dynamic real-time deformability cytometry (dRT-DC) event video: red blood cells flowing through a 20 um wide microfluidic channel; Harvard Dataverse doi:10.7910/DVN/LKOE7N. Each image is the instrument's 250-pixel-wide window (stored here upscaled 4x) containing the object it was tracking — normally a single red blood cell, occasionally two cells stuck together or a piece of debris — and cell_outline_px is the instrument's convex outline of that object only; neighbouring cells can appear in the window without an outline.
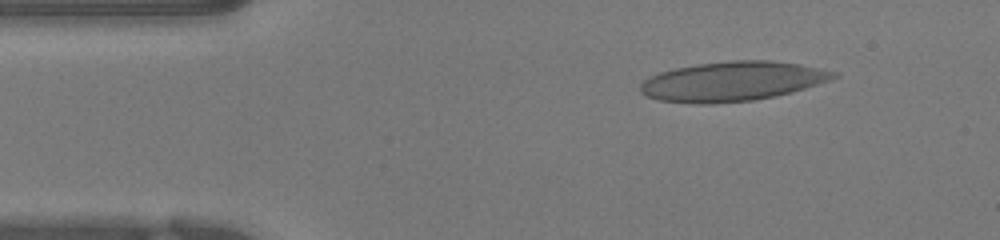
{"species": "human", "species_latin": "Homo sapiens", "temperature_condition": "warm", "stored_images_in_passage": 49, "camera_frame_rate_fps": 3000, "um_per_image_px": 0.085, "donor": {"sex": "female"}, "frame": {"image": 1, "passage_image": 5, "time_ms": 1.333, "image_size_px": [1000, 240], "cell_outline_px": [[840, 76], [792, 92], [776, 96], [752, 100], [708, 104], [696, 104], [660, 100], [648, 96], [640, 92], [640, 84], [648, 76], [660, 72], [676, 68], [696, 64], [732, 60], [768, 60], [800, 64], [840, 72]], "centroid_in_image_um": [62.25, 6.91], "position_along_channel_um": 22.8, "area_um2": 44.51}}
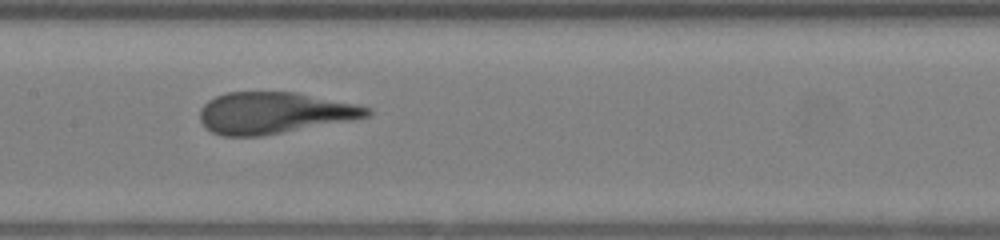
{"frame": {"image": 2, "passage_image": 22, "time_ms": 7.0, "image_size_px": [1000, 240], "cell_outline_px": [[372, 112], [368, 116], [348, 120], [260, 136], [224, 136], [212, 132], [200, 120], [200, 108], [208, 100], [224, 92], [296, 92], [356, 104], [372, 108]], "centroid_in_image_um": [23.26, 9.58], "position_along_channel_um": 184.1, "area_um2": 39.94}}
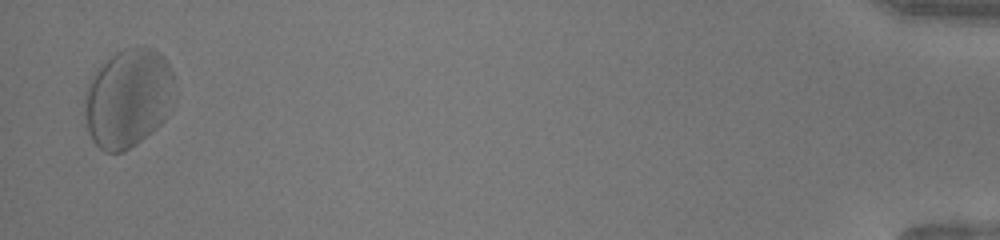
{"frame": {"image": 3, "passage_image": 48, "time_ms": 15.667, "image_size_px": [1000, 240], "cell_outline_px": [[176, 84], [168, 116], [156, 128], [136, 144], [124, 152], [104, 152], [92, 140], [88, 132], [84, 116], [84, 96], [92, 76], [96, 68], [116, 52], [124, 48], [144, 44], [152, 48], [164, 56], [172, 72]], "centroid_in_image_um": [10.89, 8.32], "position_along_channel_um": 424.3, "area_um2": 52.6}, "authors_computed_cell_mechanics": {"area_um2": 42.8298, "velocity_mm_per_s": 3.9101, "shape_relaxation_time_tau1_ms": 3.396, "shape_relaxation_time_tau2_ms": 1.0432, "deformation_change_tau1": 0.1703, "deformation_change_tau2": 0.109}}